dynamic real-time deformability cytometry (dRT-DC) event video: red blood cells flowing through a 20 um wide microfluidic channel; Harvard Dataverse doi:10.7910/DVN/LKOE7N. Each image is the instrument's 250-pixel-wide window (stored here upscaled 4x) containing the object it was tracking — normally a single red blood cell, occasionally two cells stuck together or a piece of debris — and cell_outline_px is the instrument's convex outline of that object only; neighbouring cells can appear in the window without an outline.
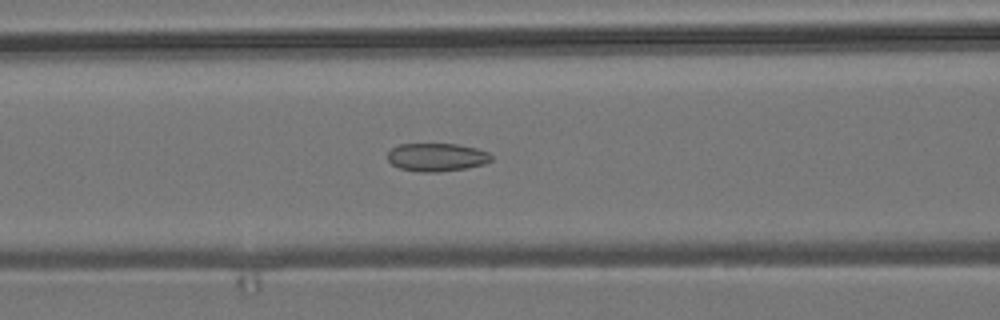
{"species": "common noctule bat (a hibernating species)", "species_latin": "Nyctalus noctula", "temperature_condition": "room temperature", "stored_images_in_passage": 52, "camera_frame_rate_fps": 3000, "um_per_image_px": 0.085, "animal": {"sex": "male", "body_mass_g": 19.2, "forearm_length_mm": 51.8}, "frame": {"image": 1, "passage_image": 21, "time_ms": 6.667, "image_size_px": [1000, 320], "cell_outline_px": [[492, 160], [484, 164], [468, 168], [436, 172], [420, 172], [400, 168], [392, 164], [388, 160], [388, 152], [392, 148], [400, 144], [456, 144], [476, 148], [488, 152], [492, 156]], "centroid_in_image_um": [37.13, 13.36], "position_along_channel_um": 129.5, "area_um2": 16.99}}
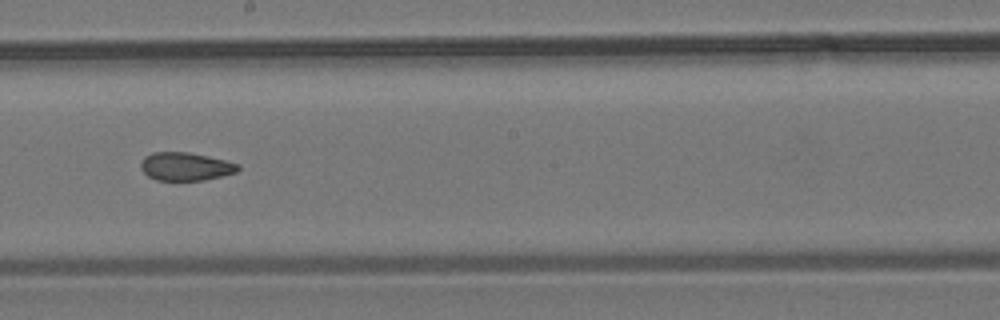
{"frame": {"image": 2, "passage_image": 29, "time_ms": 9.333, "image_size_px": [1000, 320], "cell_outline_px": [[240, 168], [236, 172], [204, 180], [156, 180], [148, 176], [140, 168], [140, 164], [144, 156], [152, 152], [188, 152], [208, 156], [240, 164]], "centroid_in_image_um": [15.75, 14.14], "position_along_channel_um": 232.5, "area_um2": 15.95}}
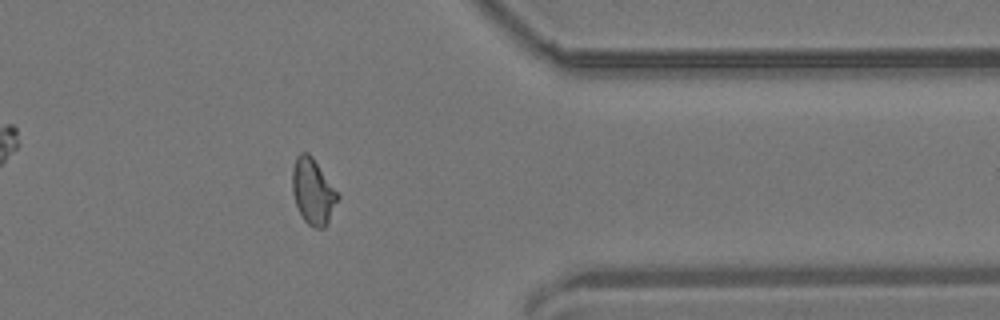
{"frame": {"image": 3, "passage_image": 42, "time_ms": 13.667, "image_size_px": [1000, 320], "cell_outline_px": [[340, 196], [324, 228], [316, 228], [308, 224], [304, 220], [296, 204], [292, 192], [292, 168], [296, 156], [300, 152], [308, 152], [312, 156]], "centroid_in_image_um": [26.58, 16.24], "position_along_channel_um": 384.8, "area_um2": 17.17}, "authors_computed_cell_mechanics": {"area_um2": 17.1377, "velocity_mm_per_s": 3.8615, "shape_relaxation_time_tau1_ms": null, "shape_relaxation_time_tau2_ms": 2.4787, "deformation_change_tau1": null, "deformation_change_tau2": 0.0651}}